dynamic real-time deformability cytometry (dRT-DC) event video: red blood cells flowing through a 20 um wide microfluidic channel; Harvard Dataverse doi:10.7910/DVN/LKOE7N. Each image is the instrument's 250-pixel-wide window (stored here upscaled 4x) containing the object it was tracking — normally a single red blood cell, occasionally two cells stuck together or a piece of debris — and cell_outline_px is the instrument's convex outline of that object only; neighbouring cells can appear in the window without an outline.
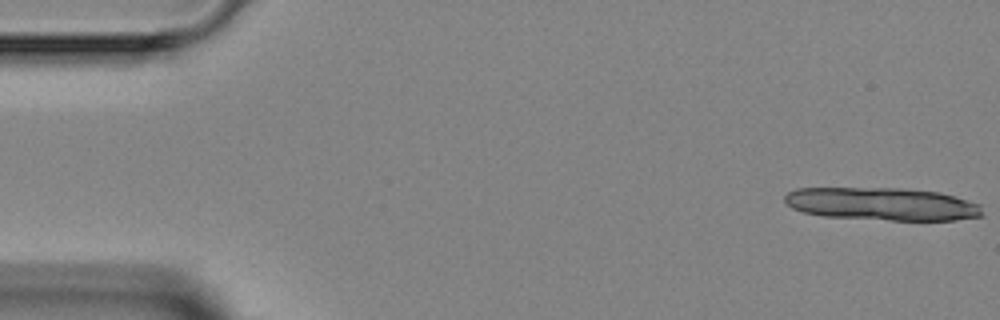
{"species": "Egyptian fruit bat (a non-hibernating species)", "species_latin": "Rousettus aegyptiacus", "temperature_condition": "room temperature", "stored_images_in_passage": 5, "camera_frame_rate_fps": 3000, "um_per_image_px": 0.085, "animal": {"sex": "female"}, "frame": {"image": 1, "passage_image": 1, "time_ms": 0.0, "image_size_px": [1000, 320], "cell_outline_px": [[984, 216], [956, 220], [892, 220], [824, 216], [804, 212], [792, 208], [784, 200], [784, 196], [788, 192], [796, 188], [900, 188], [940, 192], [956, 196], [980, 204]], "centroid_in_image_um": [75.01, 17.33], "position_along_channel_um": 10.0, "area_um2": 37.92}}